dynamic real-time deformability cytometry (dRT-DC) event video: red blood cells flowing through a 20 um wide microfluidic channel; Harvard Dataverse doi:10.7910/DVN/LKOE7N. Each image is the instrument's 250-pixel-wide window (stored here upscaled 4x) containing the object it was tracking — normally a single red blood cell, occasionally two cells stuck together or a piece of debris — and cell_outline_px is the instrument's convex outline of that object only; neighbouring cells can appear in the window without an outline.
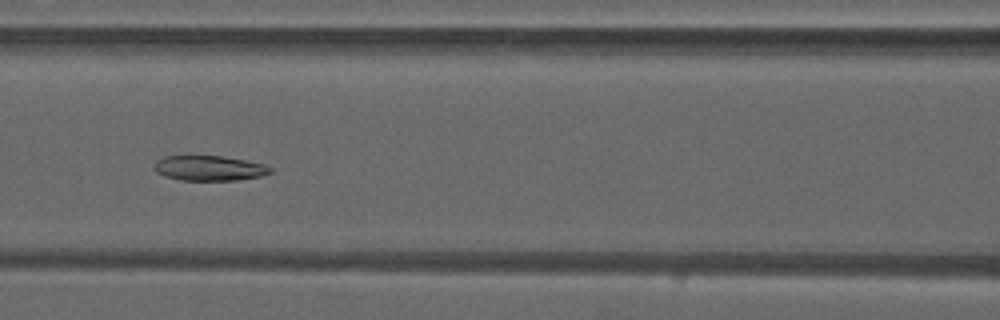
{"species": "common noctule bat (a hibernating species)", "species_latin": "Nyctalus noctula", "temperature_condition": "warm", "stored_images_in_passage": 49, "camera_frame_rate_fps": 3000, "um_per_image_px": 0.085, "animal": {"sex": "male", "forearm_length_mm": 52.5}, "frame": {"image": 1, "passage_image": 22, "time_ms": 7.0, "image_size_px": [1000, 320], "cell_outline_px": [[272, 172], [260, 176], [236, 180], [180, 180], [164, 176], [156, 172], [152, 168], [152, 164], [156, 160], [164, 156], [224, 156], [264, 164], [272, 168]], "centroid_in_image_um": [17.73, 14.29], "position_along_channel_um": 148.9, "area_um2": 17.05}}
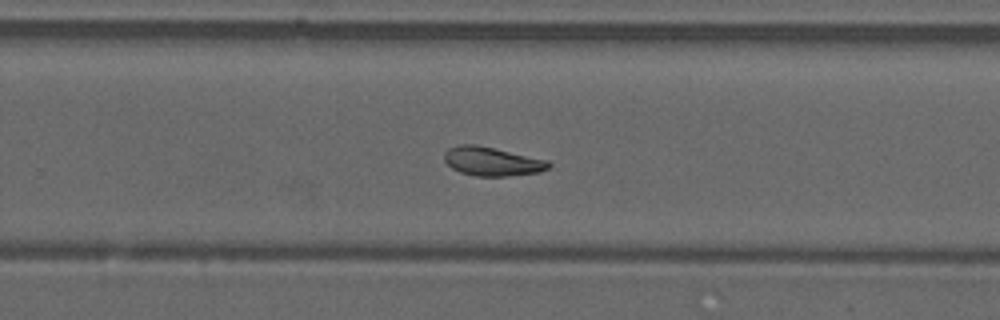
{"frame": {"image": 2, "passage_image": 32, "time_ms": 10.333, "image_size_px": [1000, 320], "cell_outline_px": [[552, 164], [548, 168], [540, 172], [508, 176], [476, 176], [460, 172], [452, 168], [444, 160], [444, 152], [448, 148], [460, 144], [476, 144], [548, 160]], "centroid_in_image_um": [41.81, 13.71], "position_along_channel_um": 288.0, "area_um2": 17.57}}
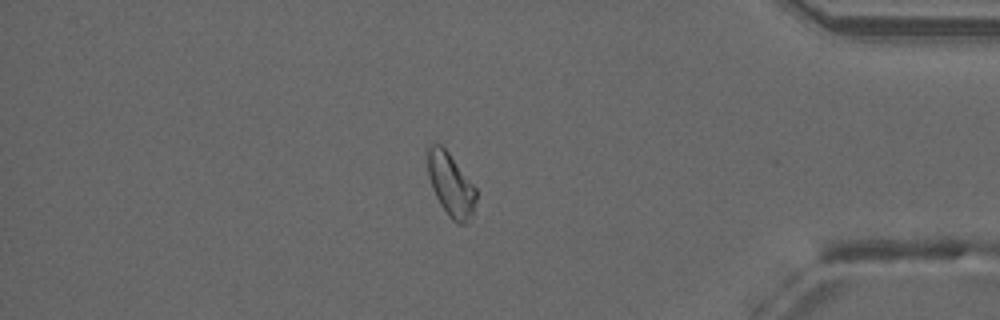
{"frame": {"image": 3, "passage_image": 42, "time_ms": 13.667, "image_size_px": [1000, 320], "cell_outline_px": [[476, 200], [472, 216], [468, 224], [456, 224], [448, 216], [440, 204], [432, 188], [428, 176], [428, 148], [432, 144], [440, 144], [448, 152], [476, 188]], "centroid_in_image_um": [38.33, 15.75], "position_along_channel_um": 396.9, "area_um2": 17.74}, "authors_computed_cell_mechanics": {"area_um2": 18.6694, "velocity_mm_per_s": 4.1951, "shape_relaxation_time_tau1_ms": null, "shape_relaxation_time_tau2_ms": 5.6582, "deformation_change_tau1": null, "deformation_change_tau2": 0.1359}}